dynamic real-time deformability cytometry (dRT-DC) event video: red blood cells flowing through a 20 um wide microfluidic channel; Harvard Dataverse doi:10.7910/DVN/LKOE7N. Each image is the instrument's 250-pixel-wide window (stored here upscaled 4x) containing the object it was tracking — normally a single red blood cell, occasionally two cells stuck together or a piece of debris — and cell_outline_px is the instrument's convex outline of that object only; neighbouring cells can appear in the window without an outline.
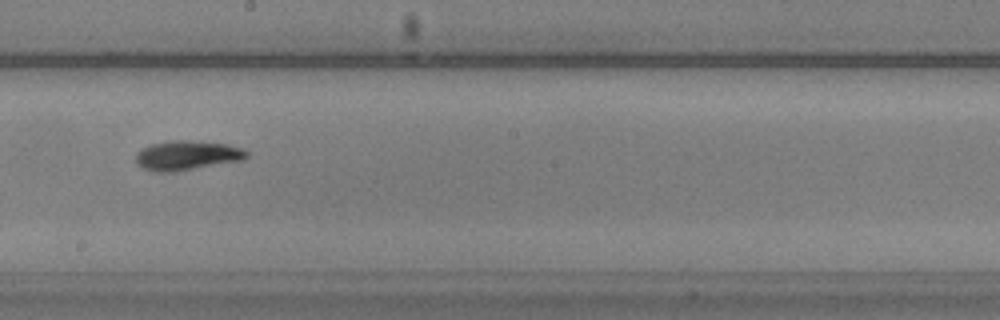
{"species": "common noctule bat (a hibernating species)", "species_latin": "Nyctalus noctula", "temperature_condition": "warm", "stored_images_in_passage": 38, "camera_frame_rate_fps": 3000, "um_per_image_px": 0.085, "animal": {"sex": "male", "body_mass_g": 20.5, "forearm_length_mm": 52.5}, "frame": {"image": 1, "passage_image": 22, "time_ms": 7.0, "image_size_px": [1000, 320], "cell_outline_px": [[248, 156], [244, 160], [172, 172], [152, 172], [144, 168], [136, 160], [136, 152], [152, 144], [168, 140], [192, 140], [228, 144], [244, 148], [248, 152]], "centroid_in_image_um": [15.94, 13.2], "position_along_channel_um": 232.3, "area_um2": 19.13}}